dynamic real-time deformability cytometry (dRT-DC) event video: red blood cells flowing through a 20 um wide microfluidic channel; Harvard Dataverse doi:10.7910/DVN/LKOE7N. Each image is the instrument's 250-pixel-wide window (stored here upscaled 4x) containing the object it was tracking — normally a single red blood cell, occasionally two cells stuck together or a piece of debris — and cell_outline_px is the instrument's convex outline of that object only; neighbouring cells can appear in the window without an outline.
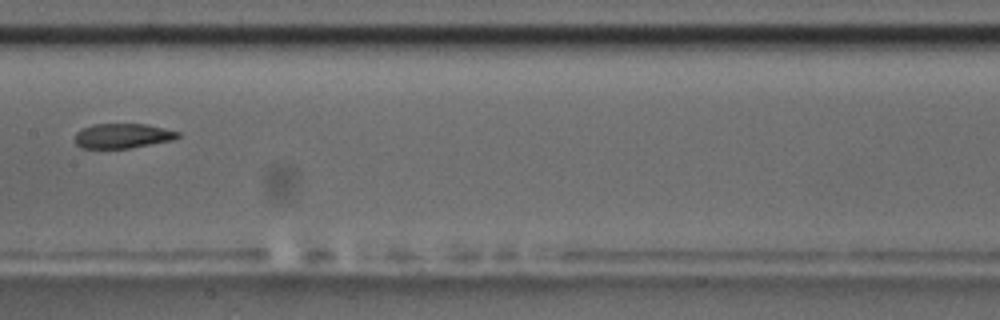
{"species": "common noctule bat (a hibernating species)", "species_latin": "Nyctalus noctula", "temperature_condition": "room temperature", "stored_images_in_passage": 15, "camera_frame_rate_fps": 3000, "um_per_image_px": 0.085, "animal": {"sex": "male", "body_mass_g": 17.5, "forearm_length_mm": 52.3}, "frame": {"image": 1, "passage_image": 7, "time_ms": 7.667, "image_size_px": [1000, 320], "cell_outline_px": [[180, 136], [172, 140], [128, 148], [80, 148], [76, 144], [76, 132], [92, 124], [144, 124], [164, 128], [180, 132]], "centroid_in_image_um": [10.42, 11.54], "position_along_channel_um": 197.0, "area_um2": 14.68}, "authors_computed_cell_mechanics": {"area_um2": 16.2418, "velocity_mm_per_s": 3.5559, "shape_relaxation_time_tau1_ms": null, "shape_relaxation_time_tau2_ms": 2.3251, "deformation_change_tau1": null, "deformation_change_tau2": 0.0799}}